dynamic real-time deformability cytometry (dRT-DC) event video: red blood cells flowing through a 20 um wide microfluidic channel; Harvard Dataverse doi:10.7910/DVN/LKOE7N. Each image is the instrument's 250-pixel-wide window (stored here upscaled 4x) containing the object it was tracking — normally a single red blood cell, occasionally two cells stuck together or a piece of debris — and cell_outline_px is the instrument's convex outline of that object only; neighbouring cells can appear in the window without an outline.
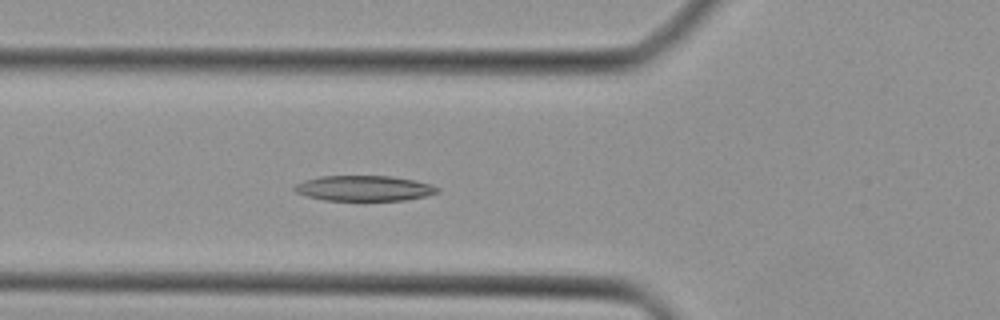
{"species": "Egyptian fruit bat (a non-hibernating species)", "species_latin": "Rousettus aegyptiacus", "temperature_condition": "cold", "stored_images_in_passage": 33, "camera_frame_rate_fps": 3000, "um_per_image_px": 0.085, "animal": {"sex": "female"}, "frame": {"image": 1, "passage_image": 6, "time_ms": 1.667, "image_size_px": [1000, 320], "cell_outline_px": [[440, 192], [424, 196], [404, 200], [324, 200], [308, 196], [296, 192], [292, 188], [296, 184], [304, 180], [320, 176], [392, 176], [416, 180], [432, 184], [440, 188]], "centroid_in_image_um": [30.97, 15.99], "position_along_channel_um": 94.8, "area_um2": 21.15}}
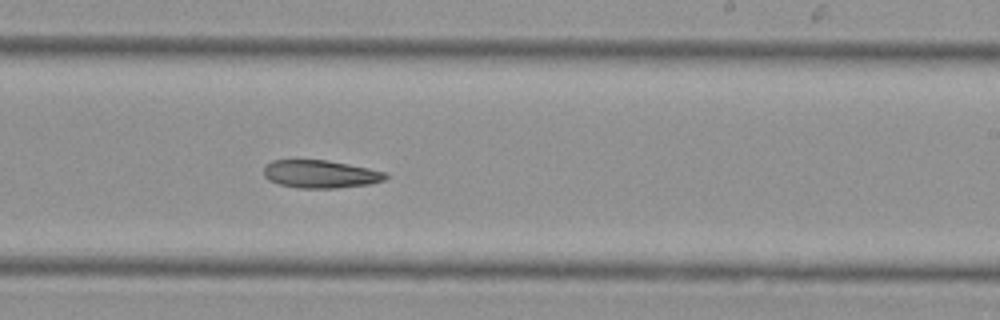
{"frame": {"image": 2, "passage_image": 17, "time_ms": 5.333, "image_size_px": [1000, 320], "cell_outline_px": [[388, 176], [384, 180], [368, 184], [336, 188], [300, 188], [280, 184], [268, 180], [264, 176], [264, 168], [272, 160], [328, 160], [388, 172]], "centroid_in_image_um": [27.25, 14.79], "position_along_channel_um": 261.7, "area_um2": 19.71}}
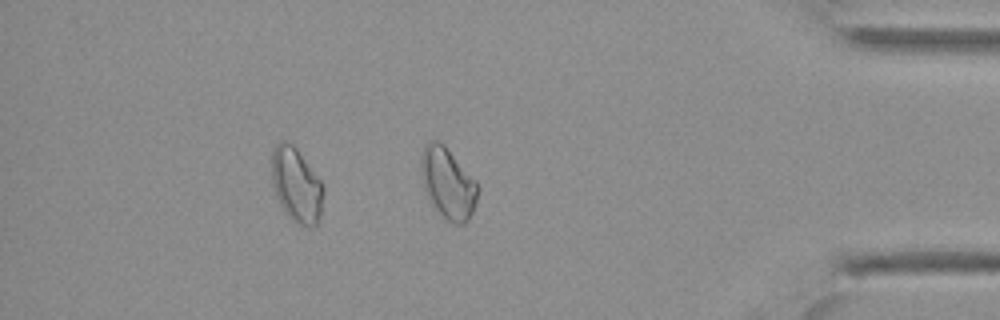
{"frame": {"image": 3, "passage_image": 28, "time_ms": 9.0, "image_size_px": [1000, 320], "cell_outline_px": [[480, 188], [476, 204], [468, 220], [464, 224], [452, 224], [428, 200], [424, 188], [420, 164], [420, 156], [424, 144], [428, 140], [436, 140], [444, 144], [476, 180]], "centroid_in_image_um": [38.08, 15.54], "position_along_channel_um": 397.1, "area_um2": 23.7}}